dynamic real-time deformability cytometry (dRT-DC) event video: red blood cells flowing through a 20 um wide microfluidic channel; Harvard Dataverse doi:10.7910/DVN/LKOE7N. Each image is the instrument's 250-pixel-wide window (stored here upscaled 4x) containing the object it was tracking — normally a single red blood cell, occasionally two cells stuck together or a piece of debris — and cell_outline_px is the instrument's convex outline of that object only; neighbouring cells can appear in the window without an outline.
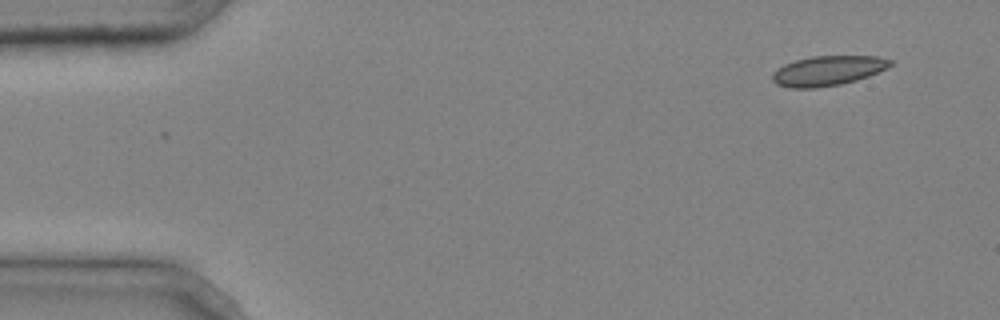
{"species": "common noctule bat (a hibernating species)", "species_latin": "Nyctalus noctula", "temperature_condition": "cold", "stored_images_in_passage": 2, "camera_frame_rate_fps": 3000, "um_per_image_px": 0.085, "animal": {"sex": "male", "body_mass_g": 20.4}, "frame": {"image": 1, "passage_image": 2, "time_ms": 0.333, "image_size_px": [1000, 320], "cell_outline_px": [[892, 64], [888, 68], [868, 76], [856, 80], [840, 84], [816, 88], [792, 88], [776, 84], [772, 80], [772, 72], [776, 68], [784, 64], [796, 60], [812, 56], [876, 56], [892, 60]], "centroid_in_image_um": [70.34, 6.01], "position_along_channel_um": 14.7, "area_um2": 20.52}}